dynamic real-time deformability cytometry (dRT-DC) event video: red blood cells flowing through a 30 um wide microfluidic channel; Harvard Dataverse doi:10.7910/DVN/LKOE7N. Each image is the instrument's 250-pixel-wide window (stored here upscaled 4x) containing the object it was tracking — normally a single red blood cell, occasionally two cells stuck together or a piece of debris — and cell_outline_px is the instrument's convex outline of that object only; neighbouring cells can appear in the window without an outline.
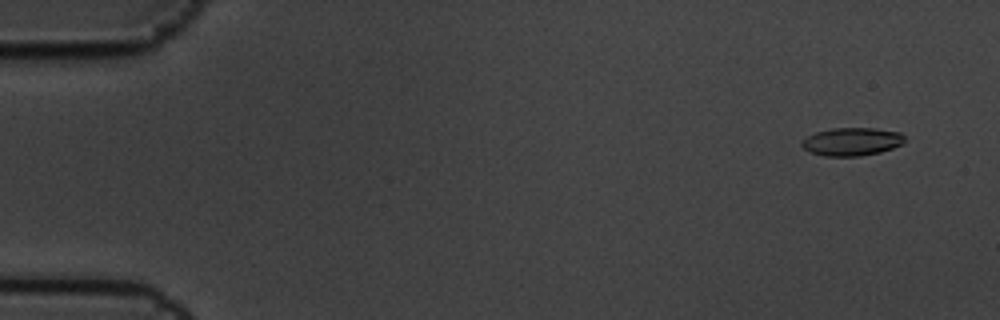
{"species": "common noctule bat (a hibernating species)", "species_latin": "Nyctalus noctula", "temperature_condition": "cold", "stored_images_in_passage": 4, "camera_frame_rate_fps": 3000, "um_per_image_px": 0.085, "animal": {"sex": "male", "body_mass_g": 19.5, "forearm_length_mm": 54.6}, "frame": {"image": 1, "passage_image": 1, "time_ms": 0.0, "image_size_px": [1000, 320], "cell_outline_px": [[904, 144], [880, 152], [860, 156], [824, 156], [812, 152], [804, 148], [800, 144], [808, 136], [816, 132], [832, 128], [876, 128], [900, 132], [904, 136]], "centroid_in_image_um": [72.44, 12.03], "position_along_channel_um": 12.6, "area_um2": 16.76}}